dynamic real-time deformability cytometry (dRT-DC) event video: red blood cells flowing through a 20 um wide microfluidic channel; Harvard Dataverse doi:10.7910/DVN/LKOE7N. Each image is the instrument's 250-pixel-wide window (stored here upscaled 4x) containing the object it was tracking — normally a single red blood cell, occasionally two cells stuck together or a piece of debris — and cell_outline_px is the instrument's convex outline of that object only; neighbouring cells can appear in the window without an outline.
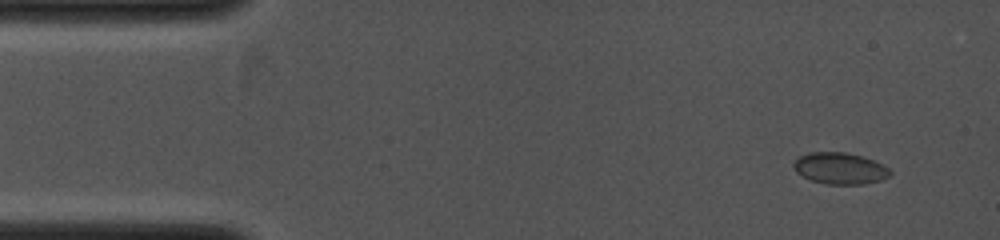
{"species": "common noctule bat (a hibernating species)", "species_latin": "Nyctalus noctula", "temperature_condition": "cold", "stored_images_in_passage": 24, "camera_frame_rate_fps": 4000, "um_per_image_px": 0.085, "animal": {"sex": "female", "body_mass_g": 19.0, "forearm_length_mm": 53.3}, "frame": {"image": 1, "passage_image": 2, "time_ms": 0.5, "image_size_px": [1000, 240], "cell_outline_px": [[892, 172], [888, 176], [880, 180], [864, 184], [828, 184], [812, 180], [796, 172], [792, 164], [800, 156], [808, 152], [844, 152], [860, 156], [872, 160], [888, 168]], "centroid_in_image_um": [71.37, 14.31], "position_along_channel_um": 13.6, "area_um2": 17.4}}
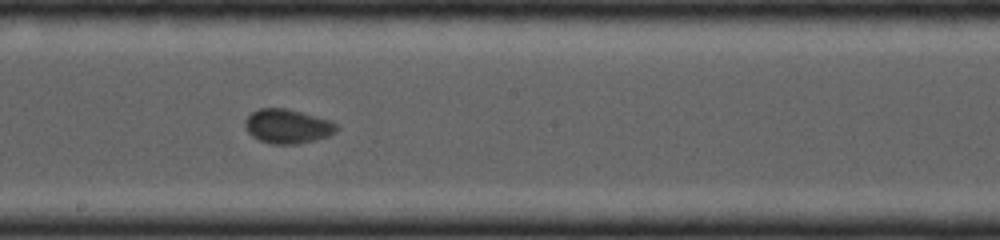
{"frame": {"image": 2, "passage_image": 15, "time_ms": 6.75, "image_size_px": [1000, 240], "cell_outline_px": [[340, 128], [336, 132], [328, 136], [316, 140], [296, 144], [272, 144], [260, 140], [252, 136], [244, 128], [244, 120], [252, 112], [260, 108], [284, 108], [316, 116], [328, 120], [336, 124]], "centroid_in_image_um": [24.43, 10.74], "position_along_channel_um": 223.8, "area_um2": 18.26}}
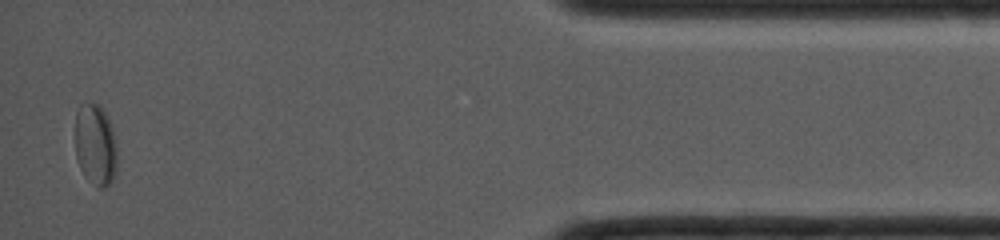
{"frame": {"image": 3, "passage_image": 24, "time_ms": 12.0, "image_size_px": [1000, 240], "cell_outline_px": [[116, 172], [112, 180], [104, 188], [96, 188], [84, 176], [80, 168], [76, 156], [76, 112], [80, 104], [96, 104], [104, 112], [108, 120], [112, 132], [116, 148]], "centroid_in_image_um": [8.09, 12.37], "position_along_channel_um": 427.1, "area_um2": 19.59}}